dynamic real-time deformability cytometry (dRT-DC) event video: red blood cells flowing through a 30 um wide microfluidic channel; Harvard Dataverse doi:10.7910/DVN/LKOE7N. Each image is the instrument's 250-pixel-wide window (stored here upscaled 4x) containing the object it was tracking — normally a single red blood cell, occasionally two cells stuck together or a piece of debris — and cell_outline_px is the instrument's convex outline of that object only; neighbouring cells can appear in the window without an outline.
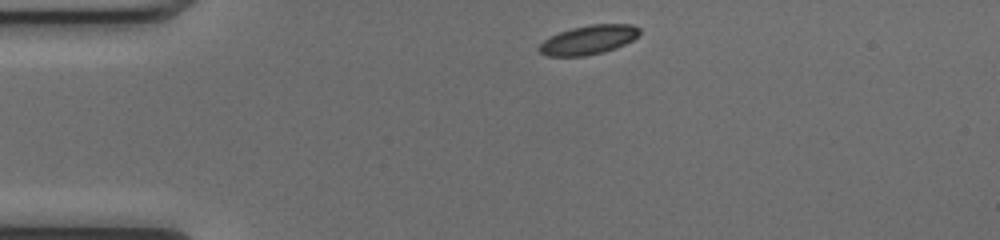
{"species": "common noctule bat (a hibernating species)", "species_latin": "Nyctalus noctula", "temperature_condition": "cold", "stored_images_in_passage": 41, "camera_frame_rate_fps": 3000, "um_per_image_px": 0.085, "animal": {"sex": "female", "body_mass_g": 17.0, "forearm_length_mm": 48.0}, "frame": {"image": 1, "passage_image": 1, "time_ms": 0.0, "image_size_px": [1000, 240], "cell_outline_px": [[640, 32], [632, 40], [616, 48], [604, 52], [584, 56], [548, 56], [540, 52], [536, 48], [544, 40], [560, 32], [572, 28], [592, 24], [632, 24], [640, 28]], "centroid_in_image_um": [50.02, 3.39], "position_along_channel_um": 35.0, "area_um2": 16.94}}
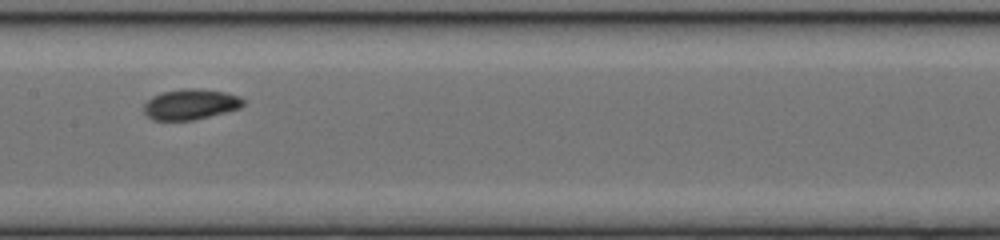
{"frame": {"image": 2, "passage_image": 16, "time_ms": 5.0, "image_size_px": [1000, 240], "cell_outline_px": [[244, 104], [240, 108], [192, 120], [152, 120], [144, 112], [144, 104], [152, 96], [164, 92], [184, 88], [192, 88], [224, 92], [240, 96], [244, 100]], "centroid_in_image_um": [16.18, 8.86], "position_along_channel_um": 191.2, "area_um2": 17.46}}
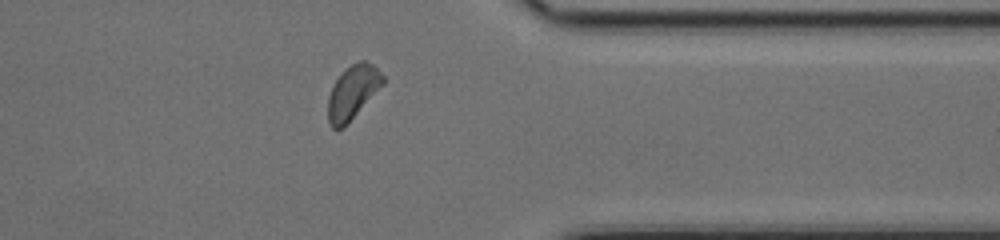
{"frame": {"image": 3, "passage_image": 31, "time_ms": 10.0, "image_size_px": [1000, 240], "cell_outline_px": [[384, 84], [344, 128], [332, 128], [328, 120], [328, 96], [332, 84], [352, 64], [360, 60], [364, 60], [372, 64], [384, 76]], "centroid_in_image_um": [29.98, 7.86], "position_along_channel_um": 381.4, "area_um2": 17.05}, "authors_computed_cell_mechanics": {"area_um2": 17.1088, "velocity_mm_per_s": 3.9986, "shape_relaxation_time_tau1_ms": 2.0671, "shape_relaxation_time_tau2_ms": 2.1207, "deformation_change_tau1": 0.0881, "deformation_change_tau2": 0.0624}}